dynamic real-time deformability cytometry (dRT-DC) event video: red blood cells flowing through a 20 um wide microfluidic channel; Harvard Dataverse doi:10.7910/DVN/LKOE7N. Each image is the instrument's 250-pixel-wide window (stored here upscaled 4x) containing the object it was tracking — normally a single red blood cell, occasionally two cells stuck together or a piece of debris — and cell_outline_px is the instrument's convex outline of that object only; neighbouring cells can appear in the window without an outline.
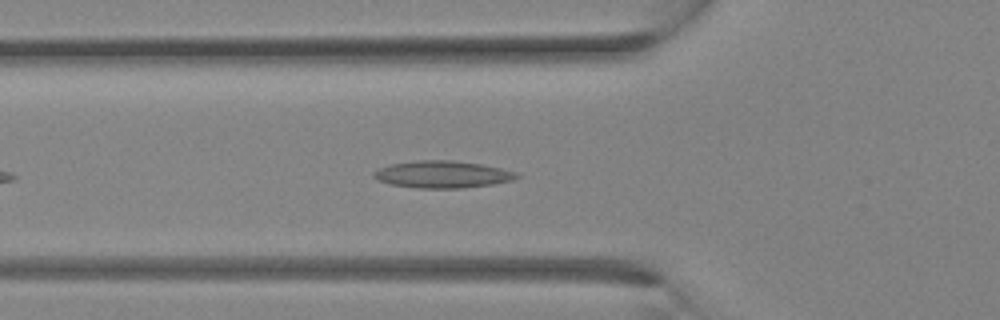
{"species": "Egyptian fruit bat (a non-hibernating species)", "species_latin": "Rousettus aegyptiacus", "temperature_condition": "room temperature", "stored_images_in_passage": 25, "camera_frame_rate_fps": 3000, "um_per_image_px": 0.085, "animal": {"sex": "female"}, "frame": {"image": 1, "passage_image": 4, "time_ms": 1.0, "image_size_px": [1000, 320], "cell_outline_px": [[520, 176], [512, 180], [492, 184], [464, 188], [420, 188], [392, 184], [376, 180], [372, 176], [372, 172], [380, 168], [392, 164], [416, 160], [452, 160], [480, 164], [500, 168], [516, 172]], "centroid_in_image_um": [37.59, 14.82], "position_along_channel_um": 88.2, "area_um2": 22.43}}
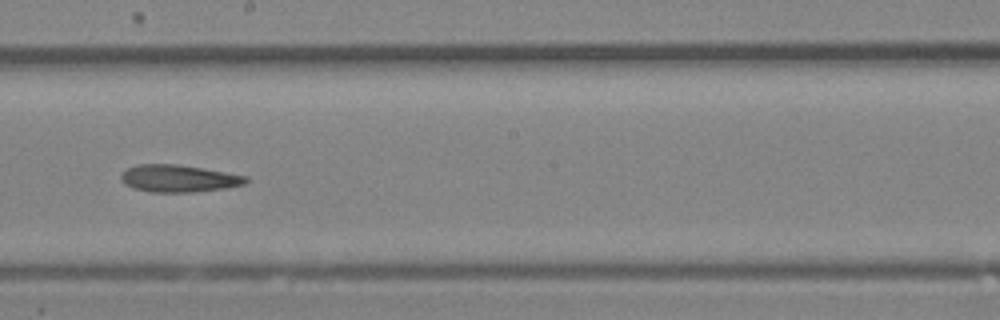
{"frame": {"image": 2, "passage_image": 11, "time_ms": 3.333, "image_size_px": [1000, 320], "cell_outline_px": [[248, 180], [244, 184], [224, 188], [196, 192], [152, 192], [132, 188], [124, 184], [120, 180], [120, 176], [128, 168], [140, 164], [176, 164], [204, 168], [248, 176]], "centroid_in_image_um": [15.18, 15.17], "position_along_channel_um": 233.0, "area_um2": 19.83}}
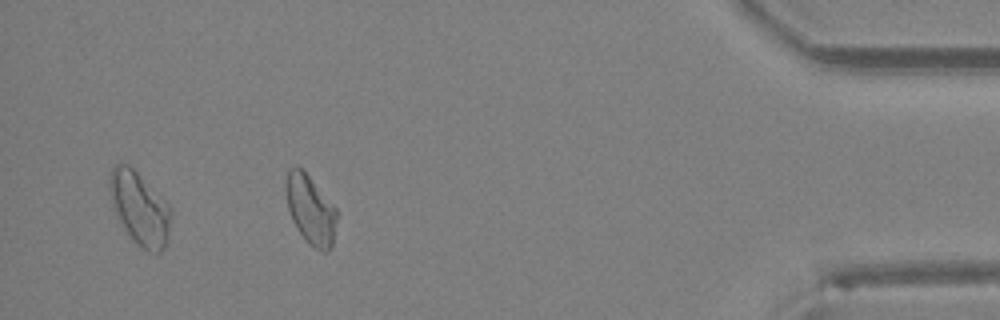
{"frame": {"image": 3, "passage_image": 22, "time_ms": 7.0, "image_size_px": [1000, 320], "cell_outline_px": [[336, 220], [332, 244], [328, 252], [324, 252], [308, 244], [292, 220], [288, 208], [284, 188], [284, 180], [288, 168], [304, 168], [336, 208]], "centroid_in_image_um": [26.36, 17.77], "position_along_channel_um": 408.8, "area_um2": 20.63}}